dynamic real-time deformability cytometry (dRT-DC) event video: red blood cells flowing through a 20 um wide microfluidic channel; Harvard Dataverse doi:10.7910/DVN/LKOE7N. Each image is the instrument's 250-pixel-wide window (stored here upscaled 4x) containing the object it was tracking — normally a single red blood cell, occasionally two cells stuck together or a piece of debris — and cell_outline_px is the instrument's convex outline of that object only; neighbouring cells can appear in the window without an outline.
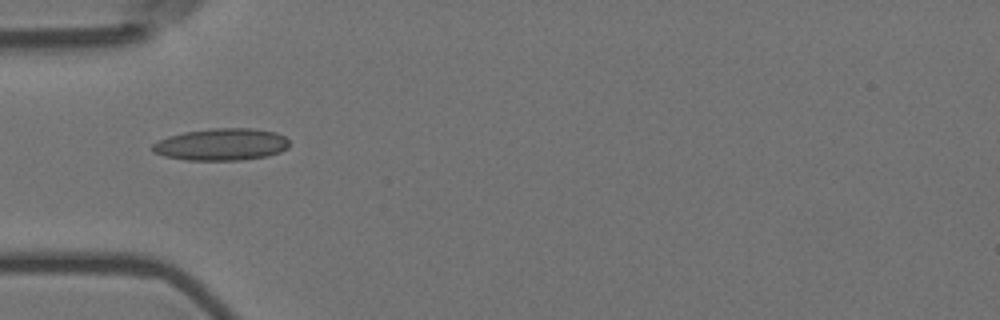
{"species": "Egyptian fruit bat (a non-hibernating species)", "species_latin": "Rousettus aegyptiacus", "temperature_condition": "room temperature", "stored_images_in_passage": 11, "camera_frame_rate_fps": 3000, "um_per_image_px": 0.085, "animal": {"sex": "female"}, "frame": {"image": 1, "passage_image": 1, "time_ms": 0.0, "image_size_px": [1000, 320], "cell_outline_px": [[288, 148], [280, 152], [268, 156], [244, 160], [184, 160], [164, 156], [152, 152], [152, 144], [168, 136], [184, 132], [212, 128], [252, 128], [276, 132], [284, 136], [288, 140]], "centroid_in_image_um": [18.82, 12.28], "position_along_channel_um": 66.2, "area_um2": 25.72}}
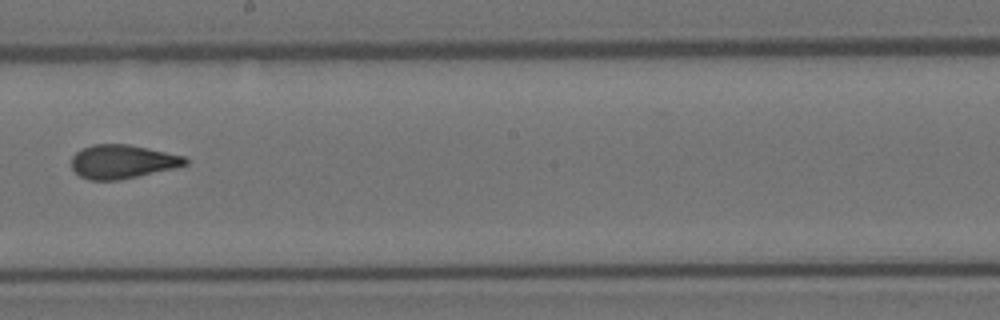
{"frame": {"image": 2, "passage_image": 5, "time_ms": 1.333, "image_size_px": [1000, 320], "cell_outline_px": [[188, 164], [172, 168], [120, 180], [88, 180], [80, 176], [72, 168], [72, 156], [80, 148], [92, 144], [128, 144], [184, 156], [188, 160]], "centroid_in_image_um": [10.36, 13.73], "position_along_channel_um": 237.8, "area_um2": 22.25}}
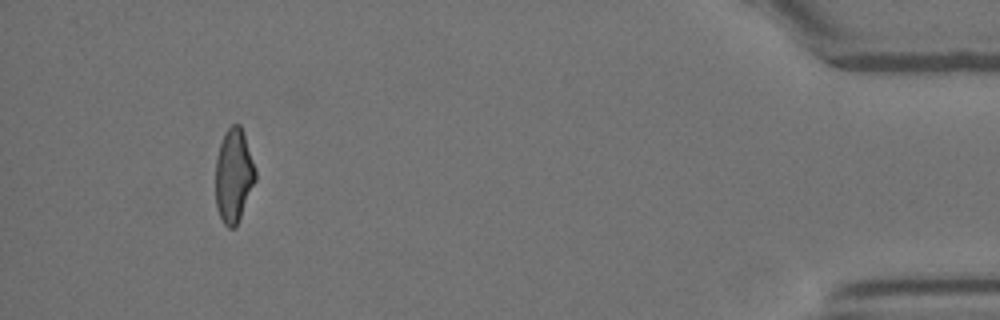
{"frame": {"image": 3, "passage_image": 10, "time_ms": 3.0, "image_size_px": [1000, 320], "cell_outline_px": [[256, 180], [240, 216], [236, 224], [232, 228], [228, 228], [224, 224], [216, 208], [216, 160], [220, 144], [224, 132], [232, 124], [240, 124], [244, 132], [256, 172]], "centroid_in_image_um": [19.86, 14.89], "position_along_channel_um": 415.3, "area_um2": 21.56}}